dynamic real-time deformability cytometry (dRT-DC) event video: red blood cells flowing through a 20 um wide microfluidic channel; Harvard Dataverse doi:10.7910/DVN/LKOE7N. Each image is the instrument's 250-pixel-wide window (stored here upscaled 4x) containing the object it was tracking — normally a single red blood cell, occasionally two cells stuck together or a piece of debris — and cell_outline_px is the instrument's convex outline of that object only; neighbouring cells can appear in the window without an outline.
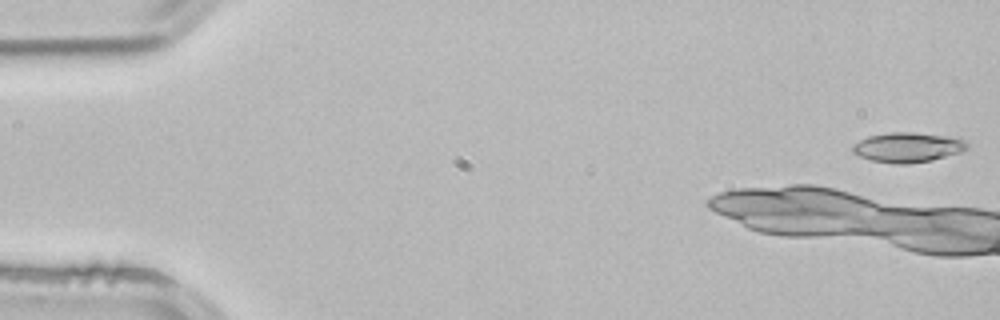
{"species": "common noctule bat (a hibernating species)", "species_latin": "Nyctalus noctula", "temperature_condition": "room temperature", "stored_images_in_passage": 4, "camera_frame_rate_fps": 3000, "um_per_image_px": 0.085, "animal": {"sex": "male", "body_mass_g": 21.5, "forearm_length_mm": 52.0}, "frame": {"image": 1, "passage_image": 1, "time_ms": 0.0, "image_size_px": [1000, 320], "cell_outline_px": [[968, 148], [960, 152], [932, 160], [908, 164], [896, 164], [872, 160], [860, 156], [852, 152], [852, 144], [868, 136], [892, 132], [912, 132], [944, 136], [964, 140], [968, 144]], "centroid_in_image_um": [77.12, 12.53], "position_along_channel_um": 7.9, "area_um2": 19.71}}